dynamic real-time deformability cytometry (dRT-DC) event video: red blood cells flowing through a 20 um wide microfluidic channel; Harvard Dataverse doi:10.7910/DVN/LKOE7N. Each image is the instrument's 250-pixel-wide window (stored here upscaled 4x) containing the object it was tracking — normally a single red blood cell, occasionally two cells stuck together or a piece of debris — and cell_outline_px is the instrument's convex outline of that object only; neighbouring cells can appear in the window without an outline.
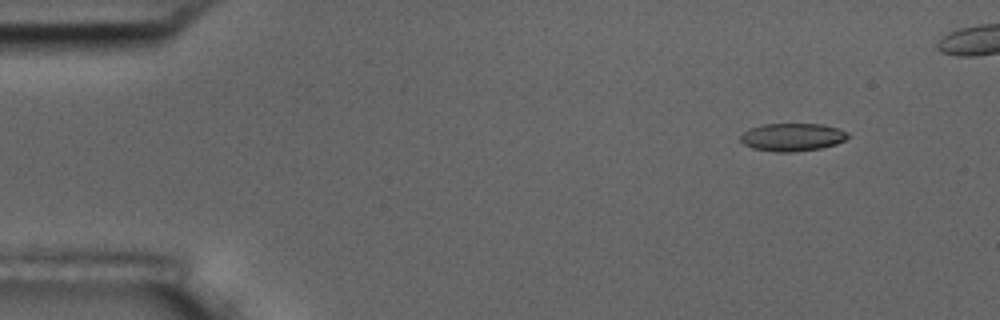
{"species": "common noctule bat (a hibernating species)", "species_latin": "Nyctalus noctula", "temperature_condition": "room temperature", "stored_images_in_passage": 46, "camera_frame_rate_fps": 3000, "um_per_image_px": 0.085, "animal": {"sex": "male", "body_mass_g": 17.5, "forearm_length_mm": 52.3}, "frame": {"image": 1, "passage_image": 2, "time_ms": 0.333, "image_size_px": [1000, 320], "cell_outline_px": [[848, 136], [844, 140], [836, 144], [820, 148], [792, 152], [776, 152], [752, 148], [744, 144], [740, 140], [740, 136], [744, 132], [752, 128], [764, 124], [820, 124], [836, 128], [848, 132]], "centroid_in_image_um": [67.33, 11.66], "position_along_channel_um": 17.7, "area_um2": 17.22}}
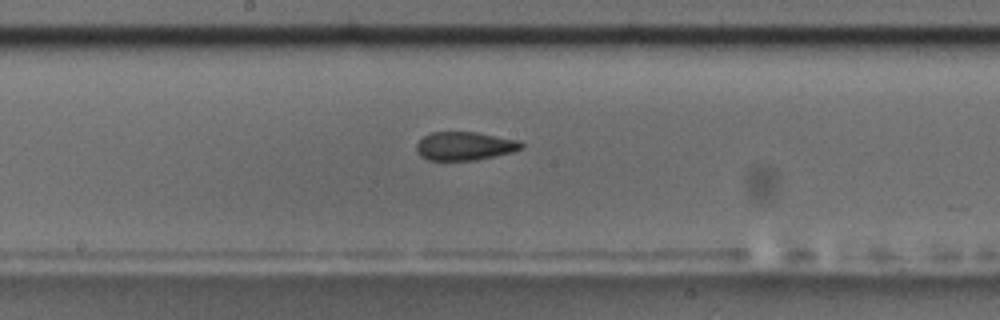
{"frame": {"image": 2, "passage_image": 25, "time_ms": 8.0, "image_size_px": [1000, 320], "cell_outline_px": [[524, 148], [512, 152], [476, 160], [428, 160], [420, 156], [416, 152], [416, 144], [424, 136], [432, 132], [476, 132], [520, 140], [524, 144]], "centroid_in_image_um": [39.51, 12.41], "position_along_channel_um": 208.7, "area_um2": 17.51}}
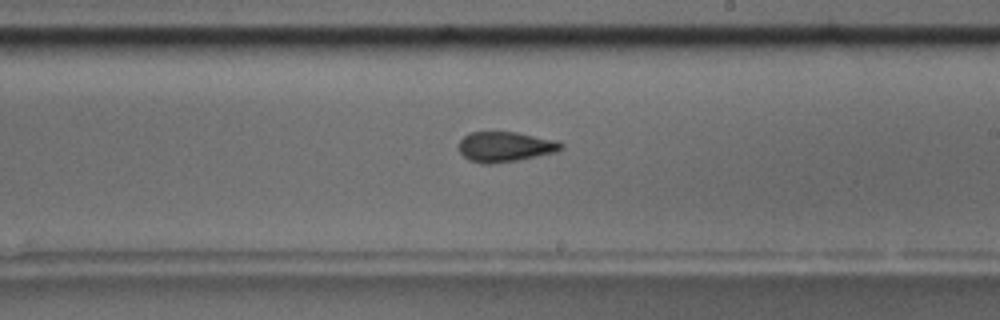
{"frame": {"image": 3, "passage_image": 28, "time_ms": 9.0, "image_size_px": [1000, 320], "cell_outline_px": [[564, 144], [556, 152], [516, 160], [488, 164], [484, 164], [468, 160], [460, 152], [460, 140], [468, 132], [516, 132], [556, 140]], "centroid_in_image_um": [42.92, 12.46], "position_along_channel_um": 246.1, "area_um2": 17.74}}